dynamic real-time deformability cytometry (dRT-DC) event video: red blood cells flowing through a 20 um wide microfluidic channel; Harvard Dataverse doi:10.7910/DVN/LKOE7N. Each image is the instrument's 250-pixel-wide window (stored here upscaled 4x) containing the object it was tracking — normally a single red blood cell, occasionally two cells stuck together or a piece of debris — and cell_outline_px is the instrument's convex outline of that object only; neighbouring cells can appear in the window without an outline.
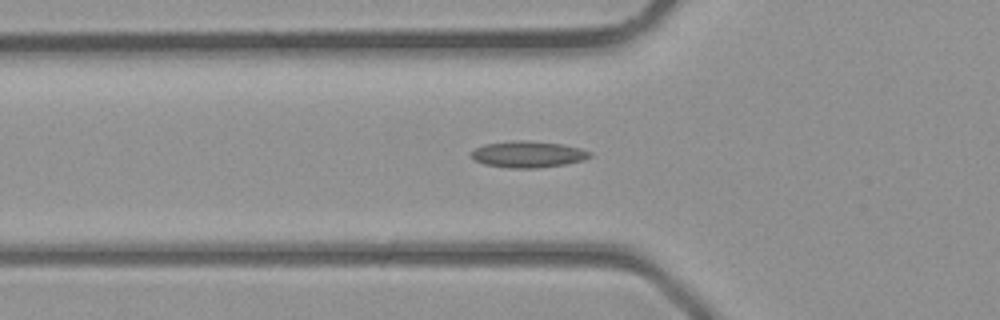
{"species": "common noctule bat (a hibernating species)", "species_latin": "Nyctalus noctula", "temperature_condition": "room temperature", "stored_images_in_passage": 38, "camera_frame_rate_fps": 3000, "um_per_image_px": 0.085, "animal": {"sex": "male", "body_mass_g": 23.1, "forearm_length_mm": 52.7}, "frame": {"image": 1, "passage_image": 11, "time_ms": 3.333, "image_size_px": [1000, 320], "cell_outline_px": [[592, 156], [584, 160], [564, 164], [536, 168], [508, 168], [484, 164], [476, 160], [472, 156], [472, 152], [476, 148], [484, 144], [508, 140], [524, 140], [560, 144], [580, 148], [592, 152]], "centroid_in_image_um": [44.89, 13.11], "position_along_channel_um": 80.9, "area_um2": 18.21}}
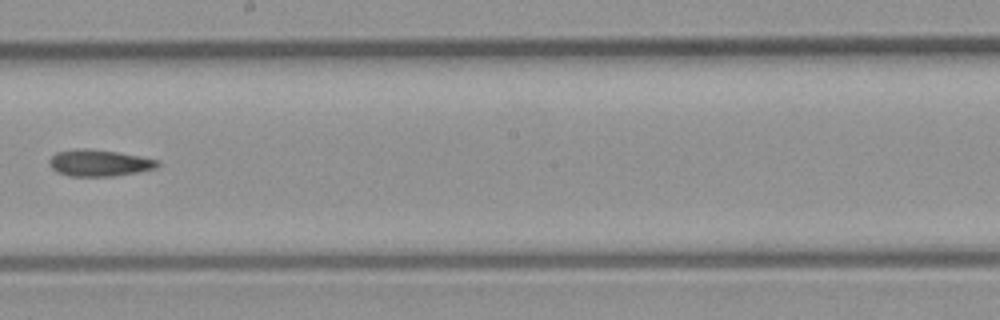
{"frame": {"image": 2, "passage_image": 20, "time_ms": 6.333, "image_size_px": [1000, 320], "cell_outline_px": [[160, 164], [156, 168], [136, 172], [112, 176], [68, 176], [56, 172], [48, 164], [48, 160], [56, 152], [84, 148], [88, 148], [116, 152], [140, 156], [160, 160]], "centroid_in_image_um": [8.41, 13.85], "position_along_channel_um": 239.8, "area_um2": 16.76}}
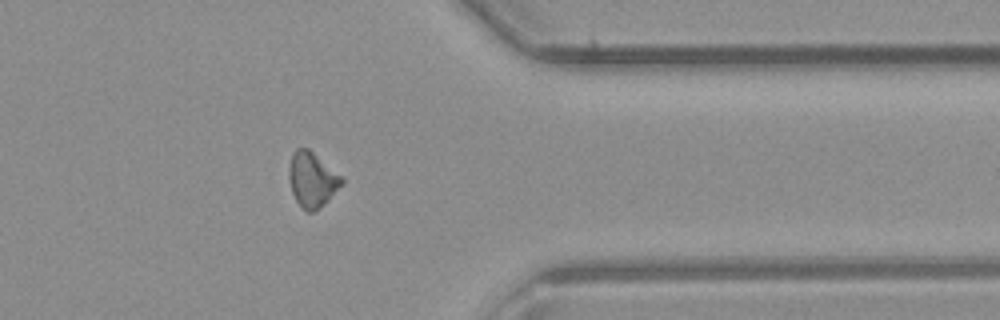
{"frame": {"image": 3, "passage_image": 29, "time_ms": 9.333, "image_size_px": [1000, 320], "cell_outline_px": [[344, 184], [324, 204], [312, 212], [308, 212], [296, 200], [292, 192], [288, 176], [288, 168], [292, 152], [296, 148], [308, 148], [340, 176], [344, 180]], "centroid_in_image_um": [26.51, 15.25], "position_along_channel_um": 384.9, "area_um2": 16.65}}